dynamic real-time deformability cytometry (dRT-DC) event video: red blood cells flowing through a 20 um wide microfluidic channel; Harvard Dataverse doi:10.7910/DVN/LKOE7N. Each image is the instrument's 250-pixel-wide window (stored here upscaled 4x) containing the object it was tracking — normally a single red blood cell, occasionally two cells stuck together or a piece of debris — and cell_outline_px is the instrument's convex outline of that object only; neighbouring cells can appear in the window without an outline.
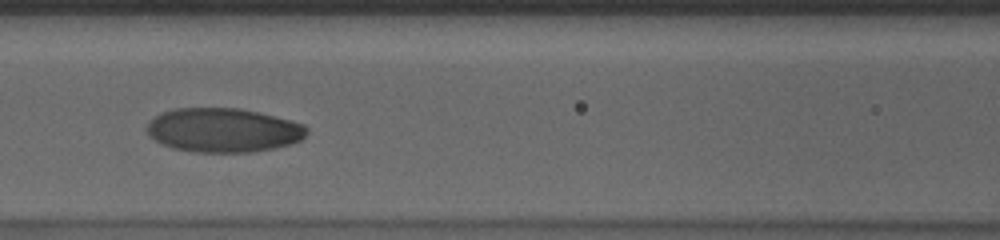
{"species": "human", "species_latin": "Homo sapiens", "temperature_condition": "cold", "stored_images_in_passage": 34, "camera_frame_rate_fps": 3000, "um_per_image_px": 0.085, "donor": {"sex": "male"}, "frame": {"image": 1, "passage_image": 10, "time_ms": 3.0, "image_size_px": [1000, 240], "cell_outline_px": [[308, 132], [300, 140], [276, 148], [248, 152], [196, 152], [172, 148], [160, 144], [148, 136], [144, 128], [148, 120], [160, 112], [176, 108], [240, 108], [292, 120], [304, 124], [308, 128]], "centroid_in_image_um": [18.91, 11.06], "position_along_channel_um": 147.7, "area_um2": 41.56}}
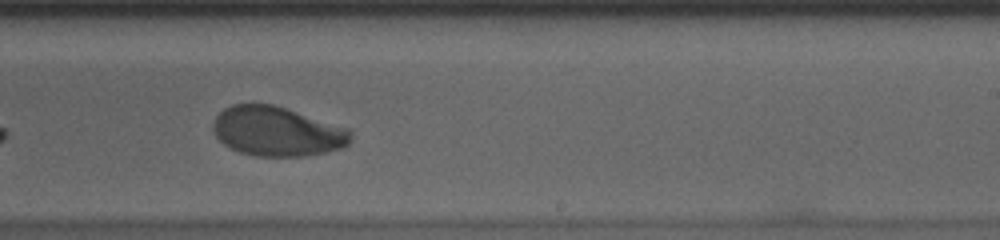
{"frame": {"image": 2, "passage_image": 20, "time_ms": 6.333, "image_size_px": [1000, 240], "cell_outline_px": [[352, 140], [344, 148], [328, 152], [304, 156], [252, 156], [228, 148], [216, 136], [212, 128], [212, 124], [216, 116], [224, 108], [232, 104], [272, 104], [352, 128]], "centroid_in_image_um": [23.59, 11.18], "position_along_channel_um": 265.4, "area_um2": 40.29}, "authors_computed_cell_mechanics": {"area_um2": 40.9802, "velocity_mm_per_s": 3.5571, "shape_relaxation_time_tau1_ms": 4.1614, "shape_relaxation_time_tau2_ms": 3.212, "deformation_change_tau1": 0.1688, "deformation_change_tau2": 0.0449}}